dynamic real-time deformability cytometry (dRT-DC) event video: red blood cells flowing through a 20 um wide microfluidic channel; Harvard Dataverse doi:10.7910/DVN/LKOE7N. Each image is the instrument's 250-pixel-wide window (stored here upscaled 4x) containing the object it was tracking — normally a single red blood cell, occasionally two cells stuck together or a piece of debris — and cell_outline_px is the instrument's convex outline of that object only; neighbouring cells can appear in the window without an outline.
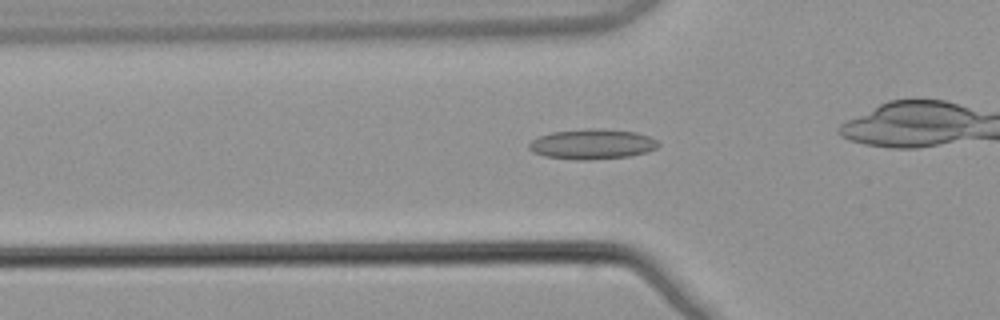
{"species": "common noctule bat (a hibernating species)", "species_latin": "Nyctalus noctula", "temperature_condition": "warm", "stored_images_in_passage": 43, "camera_frame_rate_fps": 3000, "um_per_image_px": 0.085, "animal": {"sex": "male", "body_mass_g": 21.5, "forearm_length_mm": 52.0}, "frame": {"image": 1, "passage_image": 19, "time_ms": 6.0, "image_size_px": [1000, 320], "cell_outline_px": [[660, 144], [656, 148], [648, 152], [632, 156], [588, 160], [572, 160], [544, 156], [532, 152], [528, 148], [528, 144], [532, 140], [540, 136], [552, 132], [588, 128], [600, 128], [636, 132], [648, 136], [656, 140]], "centroid_in_image_um": [50.33, 12.26], "position_along_channel_um": 75.5, "area_um2": 22.95}}